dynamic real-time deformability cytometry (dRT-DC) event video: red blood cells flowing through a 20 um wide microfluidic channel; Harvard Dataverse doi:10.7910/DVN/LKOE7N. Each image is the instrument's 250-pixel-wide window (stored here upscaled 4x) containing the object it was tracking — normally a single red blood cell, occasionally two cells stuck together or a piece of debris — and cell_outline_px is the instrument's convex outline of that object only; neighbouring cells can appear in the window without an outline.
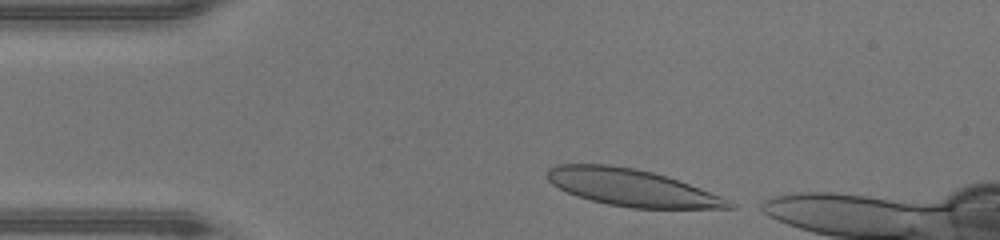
{"species": "human", "species_latin": "Homo sapiens", "temperature_condition": "warm", "stored_images_in_passage": 31, "camera_frame_rate_fps": 3000, "um_per_image_px": 0.085, "donor": {"sex": "male"}, "frame": {"image": 1, "passage_image": 1, "time_ms": 0.0, "image_size_px": [1000, 240], "cell_outline_px": [[736, 208], [632, 208], [608, 204], [576, 196], [552, 184], [548, 180], [548, 168], [556, 164], [608, 164], [636, 168], [652, 172], [700, 188], [732, 200], [736, 204]], "centroid_in_image_um": [53.71, 15.95], "position_along_channel_um": 31.3, "area_um2": 38.9}}
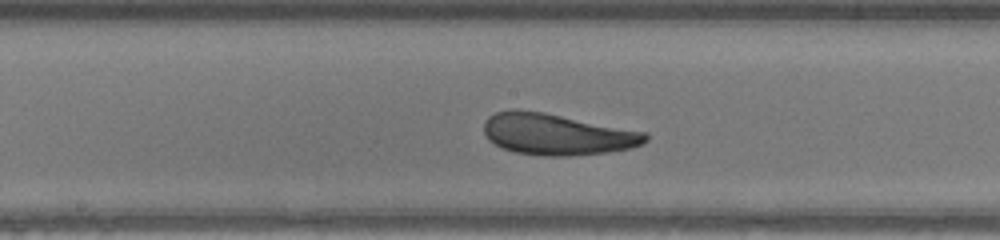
{"frame": {"image": 2, "passage_image": 16, "time_ms": 5.0, "image_size_px": [1000, 240], "cell_outline_px": [[648, 140], [640, 144], [628, 148], [608, 152], [568, 156], [544, 156], [516, 152], [500, 148], [488, 140], [484, 132], [484, 124], [488, 116], [496, 112], [512, 108], [516, 108], [544, 112], [648, 132]], "centroid_in_image_um": [47.31, 11.4], "position_along_channel_um": 200.9, "area_um2": 39.19}}
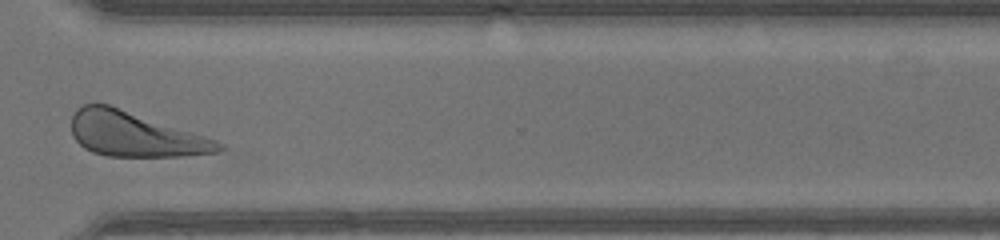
{"frame": {"image": 3, "passage_image": 27, "time_ms": 8.667, "image_size_px": [1000, 240], "cell_outline_px": [[224, 148], [220, 152], [180, 156], [108, 156], [92, 152], [84, 148], [72, 136], [72, 116], [76, 108], [84, 104], [108, 104], [216, 140], [224, 144]], "centroid_in_image_um": [11.44, 11.42], "position_along_channel_um": 359.2, "area_um2": 37.97}, "authors_computed_cell_mechanics": {"area_um2": 38.8416, "velocity_mm_per_s": 4.3424, "shape_relaxation_time_tau1_ms": 3.068, "shape_relaxation_time_tau2_ms": 1.9762, "deformation_change_tau1": 0.1735, "deformation_change_tau2": 0.1081}}